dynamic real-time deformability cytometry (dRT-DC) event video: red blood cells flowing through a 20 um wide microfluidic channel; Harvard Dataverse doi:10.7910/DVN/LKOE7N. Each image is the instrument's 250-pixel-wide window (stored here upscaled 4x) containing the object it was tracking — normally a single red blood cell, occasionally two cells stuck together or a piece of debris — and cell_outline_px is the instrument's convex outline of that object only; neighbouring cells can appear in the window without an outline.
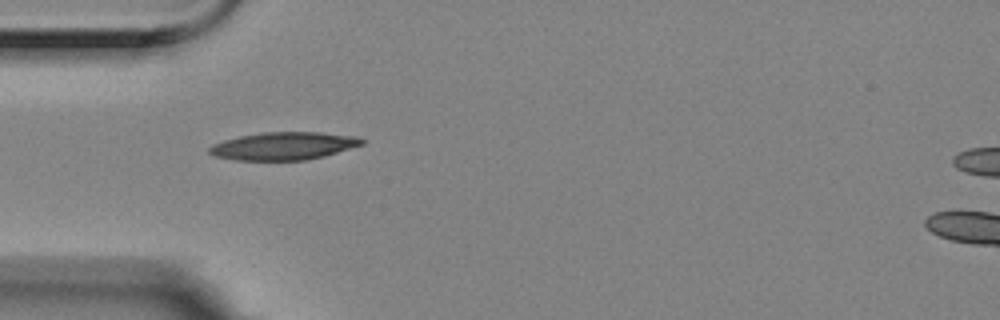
{"species": "Egyptian fruit bat (a non-hibernating species)", "species_latin": "Rousettus aegyptiacus", "temperature_condition": "room temperature", "stored_images_in_passage": 41, "camera_frame_rate_fps": 3000, "um_per_image_px": 0.085, "animal": {"sex": "female"}, "frame": {"image": 1, "passage_image": 1, "time_ms": 0.0, "image_size_px": [1000, 320], "cell_outline_px": [[364, 144], [324, 156], [308, 160], [236, 160], [216, 156], [208, 152], [208, 148], [212, 144], [224, 140], [240, 136], [264, 132], [320, 132], [356, 136], [364, 140]], "centroid_in_image_um": [24.11, 12.4], "position_along_channel_um": 60.9, "area_um2": 24.62}}
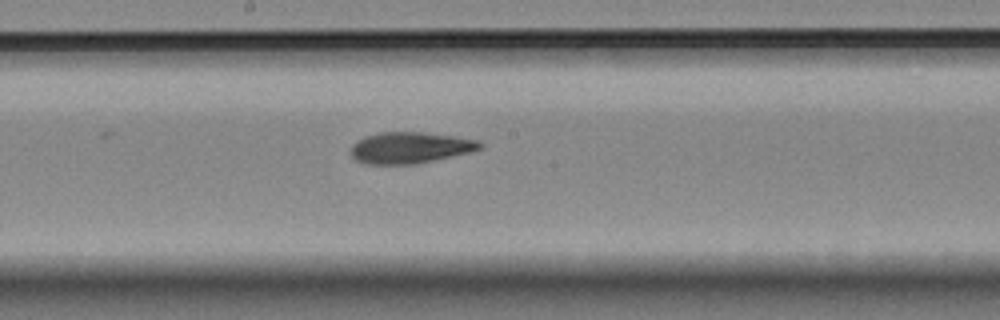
{"frame": {"image": 2, "passage_image": 14, "time_ms": 4.333, "image_size_px": [1000, 320], "cell_outline_px": [[484, 148], [472, 152], [416, 164], [368, 164], [356, 160], [352, 156], [352, 144], [356, 140], [364, 136], [380, 132], [420, 132], [452, 136], [480, 140], [484, 144]], "centroid_in_image_um": [34.89, 12.55], "position_along_channel_um": 213.3, "area_um2": 23.7}}
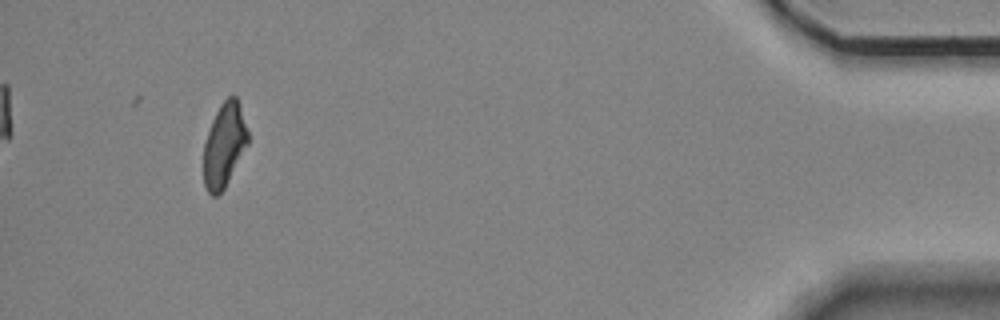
{"frame": {"image": 3, "passage_image": 37, "time_ms": 12.0, "image_size_px": [1000, 320], "cell_outline_px": [[248, 144], [224, 188], [216, 196], [212, 196], [208, 192], [204, 184], [204, 144], [212, 120], [220, 104], [228, 96], [236, 96], [248, 132]], "centroid_in_image_um": [19.05, 12.34], "position_along_channel_um": 416.1, "area_um2": 21.27}, "authors_computed_cell_mechanics": {"area_um2": 23.2934, "velocity_mm_per_s": 3.5332, "shape_relaxation_time_tau1_ms": 5.9895, "shape_relaxation_time_tau2_ms": 8.0827, "deformation_change_tau1": 0.1627, "deformation_change_tau2": 0.1594}}